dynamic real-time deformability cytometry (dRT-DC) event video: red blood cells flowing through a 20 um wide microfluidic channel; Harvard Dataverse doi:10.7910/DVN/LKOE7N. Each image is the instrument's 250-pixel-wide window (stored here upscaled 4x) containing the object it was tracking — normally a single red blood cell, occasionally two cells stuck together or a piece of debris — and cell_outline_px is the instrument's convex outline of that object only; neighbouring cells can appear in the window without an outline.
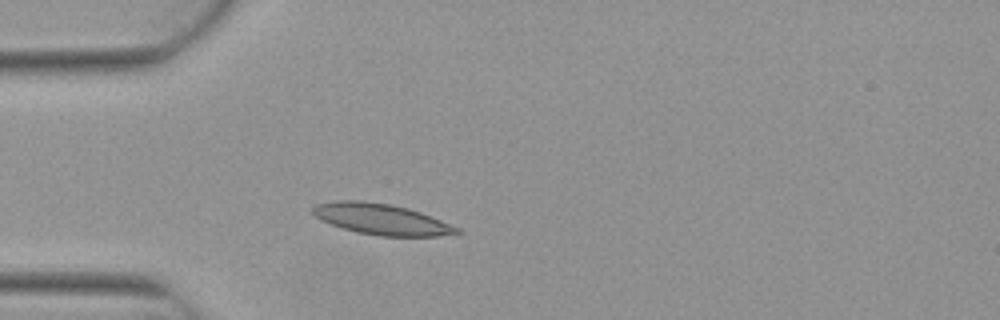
{"species": "Egyptian fruit bat (a non-hibernating species)", "species_latin": "Rousettus aegyptiacus", "temperature_condition": "warm", "stored_images_in_passage": 4, "camera_frame_rate_fps": 3000, "um_per_image_px": 0.085, "animal": {"sex": "female"}, "frame": {"image": 1, "passage_image": 4, "time_ms": 1.0, "image_size_px": [1000, 320], "cell_outline_px": [[464, 232], [436, 236], [380, 236], [356, 232], [320, 220], [308, 208], [316, 204], [336, 200], [364, 200], [388, 204], [408, 208], [420, 212], [460, 228]], "centroid_in_image_um": [32.38, 18.62], "position_along_channel_um": 52.6, "area_um2": 25.95}}